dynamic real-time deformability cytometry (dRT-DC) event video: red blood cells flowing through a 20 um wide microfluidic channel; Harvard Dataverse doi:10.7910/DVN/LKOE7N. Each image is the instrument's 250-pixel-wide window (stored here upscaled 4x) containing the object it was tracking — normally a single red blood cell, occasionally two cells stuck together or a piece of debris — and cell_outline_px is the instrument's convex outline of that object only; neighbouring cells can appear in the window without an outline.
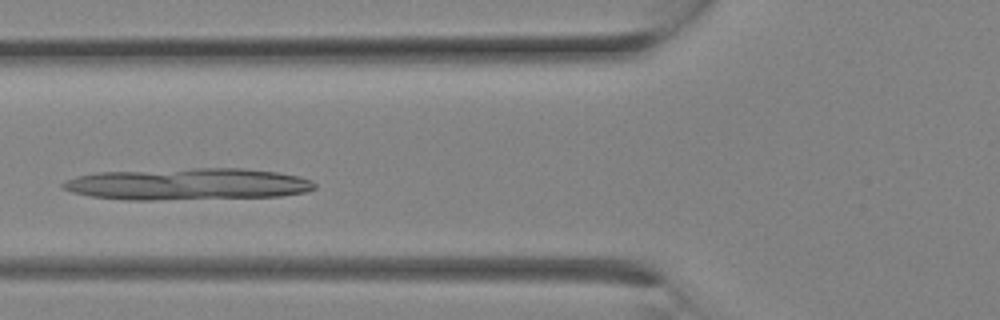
{"species": "Egyptian fruit bat (a non-hibernating species)", "species_latin": "Rousettus aegyptiacus", "temperature_condition": "room temperature", "stored_images_in_passage": 9, "camera_frame_rate_fps": 3000, "um_per_image_px": 0.085, "animal": {"sex": "female"}, "frame": {"image": 1, "passage_image": 8, "time_ms": 2.333, "image_size_px": [1000, 320], "cell_outline_px": [[316, 188], [304, 192], [280, 196], [152, 200], [128, 200], [92, 196], [72, 192], [60, 188], [60, 184], [64, 180], [76, 176], [92, 172], [192, 168], [244, 168], [276, 172], [300, 176], [312, 180], [316, 184]], "centroid_in_image_um": [15.9, 15.64], "position_along_channel_um": 109.9, "area_um2": 46.99}}